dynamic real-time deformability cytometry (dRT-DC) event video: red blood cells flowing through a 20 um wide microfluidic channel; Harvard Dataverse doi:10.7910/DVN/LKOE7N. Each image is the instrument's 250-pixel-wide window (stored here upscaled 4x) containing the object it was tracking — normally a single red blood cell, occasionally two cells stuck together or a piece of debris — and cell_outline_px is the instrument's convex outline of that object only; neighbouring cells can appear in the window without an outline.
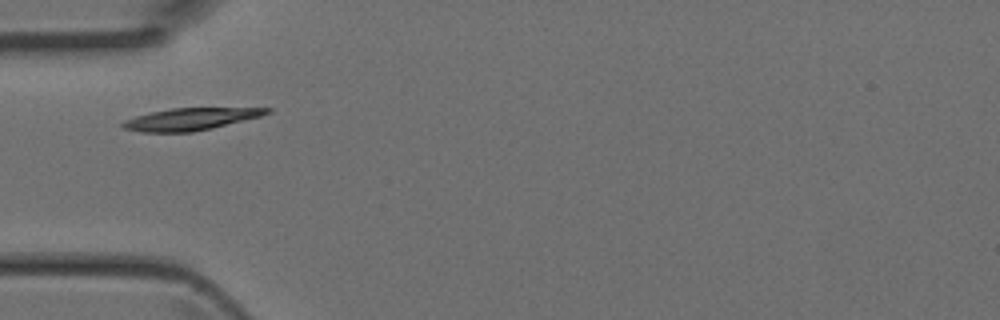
{"species": "Egyptian fruit bat (a non-hibernating species)", "species_latin": "Rousettus aegyptiacus", "temperature_condition": "room temperature", "stored_images_in_passage": 3, "camera_frame_rate_fps": 3000, "um_per_image_px": 0.085, "animal": {"sex": "female"}, "frame": {"image": 1, "passage_image": 2, "time_ms": 0.333, "image_size_px": [1000, 320], "cell_outline_px": [[272, 112], [260, 116], [212, 128], [192, 132], [140, 132], [124, 128], [120, 124], [124, 120], [136, 116], [152, 112], [172, 108], [272, 108]], "centroid_in_image_um": [16.18, 10.12], "position_along_channel_um": 68.8, "area_um2": 18.38}}
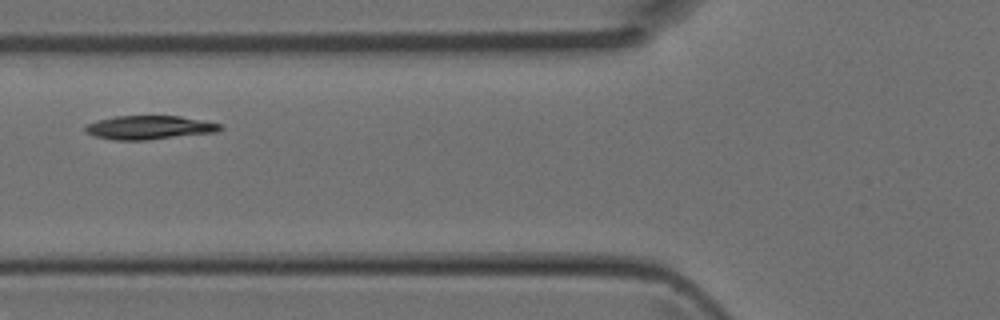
{"frame": {"image": 2, "passage_image": 3, "time_ms": 0.667, "image_size_px": [1000, 320], "cell_outline_px": [[224, 128], [216, 132], [148, 140], [116, 140], [96, 136], [84, 132], [84, 124], [96, 120], [116, 116], [180, 116], [220, 124]], "centroid_in_image_um": [12.64, 10.84], "position_along_channel_um": 113.2, "area_um2": 18.67}}